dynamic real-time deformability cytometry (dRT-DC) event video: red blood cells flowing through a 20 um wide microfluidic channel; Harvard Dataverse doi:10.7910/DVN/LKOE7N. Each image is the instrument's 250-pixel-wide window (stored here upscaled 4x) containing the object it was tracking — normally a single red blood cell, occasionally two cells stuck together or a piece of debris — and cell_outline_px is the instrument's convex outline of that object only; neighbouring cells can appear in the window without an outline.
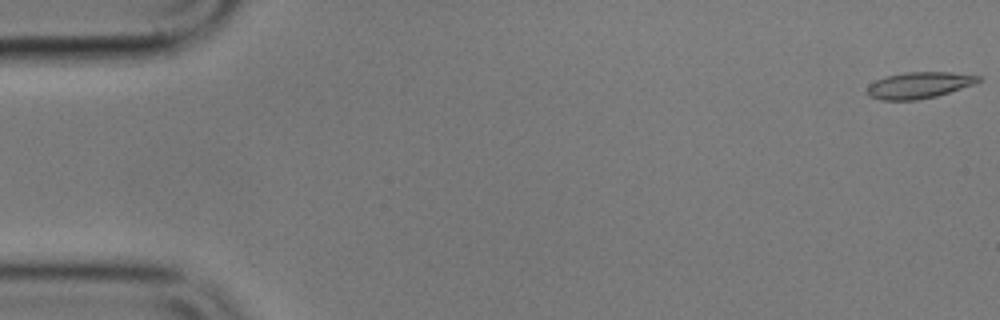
{"species": "common noctule bat (a hibernating species)", "species_latin": "Nyctalus noctula", "temperature_condition": "cold", "stored_images_in_passage": 11, "camera_frame_rate_fps": 3000, "um_per_image_px": 0.085, "animal": {"sex": "male", "body_mass_g": 17.9}, "frame": {"image": 1, "passage_image": 1, "time_ms": 0.0, "image_size_px": [1000, 320], "cell_outline_px": [[984, 76], [976, 84], [936, 96], [916, 100], [880, 100], [868, 96], [868, 84], [876, 80], [888, 76], [908, 72], [952, 72]], "centroid_in_image_um": [78.16, 7.24], "position_along_channel_um": 6.8, "area_um2": 17.11}}